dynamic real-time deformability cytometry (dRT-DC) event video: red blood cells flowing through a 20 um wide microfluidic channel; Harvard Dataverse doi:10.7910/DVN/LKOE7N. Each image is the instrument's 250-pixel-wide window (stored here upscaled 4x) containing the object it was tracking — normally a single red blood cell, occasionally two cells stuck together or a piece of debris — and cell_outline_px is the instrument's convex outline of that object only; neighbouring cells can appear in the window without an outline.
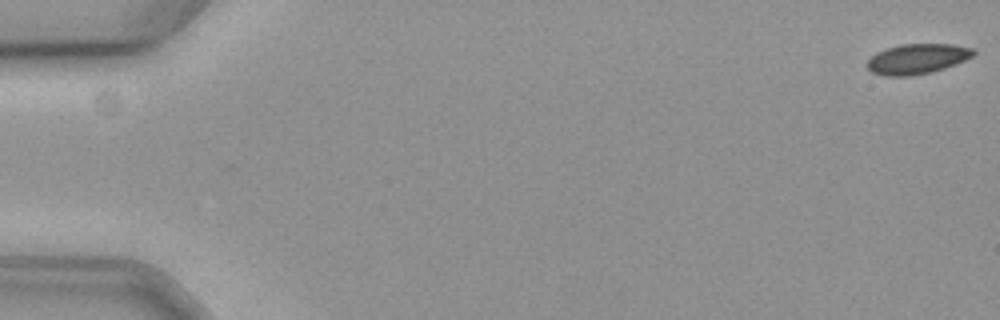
{"species": "common noctule bat (a hibernating species)", "species_latin": "Nyctalus noctula", "temperature_condition": "cold", "stored_images_in_passage": 8, "camera_frame_rate_fps": 3000, "um_per_image_px": 0.085, "animal": {"sex": "female", "body_mass_g": 19.3, "forearm_length_mm": 54.1}, "frame": {"image": 1, "passage_image": 1, "time_ms": 0.0, "image_size_px": [1000, 320], "cell_outline_px": [[976, 52], [972, 56], [956, 64], [932, 72], [912, 76], [884, 76], [872, 72], [868, 68], [868, 60], [876, 52], [900, 44], [952, 44], [976, 48]], "centroid_in_image_um": [77.99, 5.0], "position_along_channel_um": 7.0, "area_um2": 18.73}}